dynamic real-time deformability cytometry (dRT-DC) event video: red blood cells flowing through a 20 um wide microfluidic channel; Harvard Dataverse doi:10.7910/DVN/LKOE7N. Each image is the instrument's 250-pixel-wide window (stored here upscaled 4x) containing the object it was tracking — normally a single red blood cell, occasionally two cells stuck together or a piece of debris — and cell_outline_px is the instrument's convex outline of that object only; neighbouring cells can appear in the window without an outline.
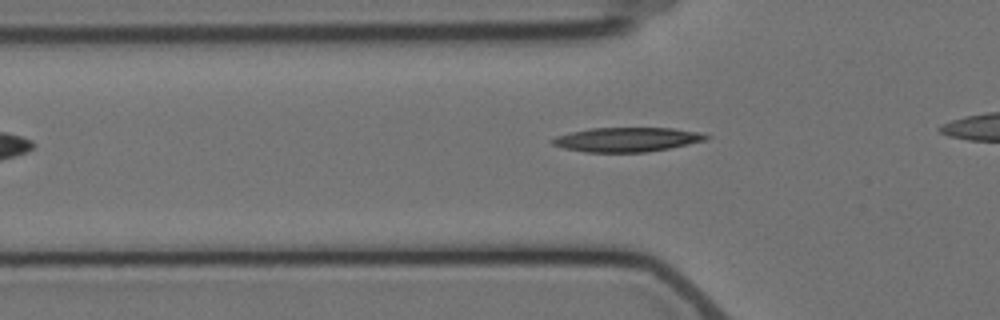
{"species": "Egyptian fruit bat (a non-hibernating species)", "species_latin": "Rousettus aegyptiacus", "temperature_condition": "cold", "stored_images_in_passage": 3, "camera_frame_rate_fps": 3000, "um_per_image_px": 0.085, "animal": {"sex": "female"}, "frame": {"image": 1, "passage_image": 3, "time_ms": 3.333, "image_size_px": [1000, 320], "cell_outline_px": [[712, 136], [708, 140], [648, 152], [584, 152], [564, 148], [552, 144], [548, 140], [556, 136], [572, 132], [592, 128], [672, 128], [700, 132]], "centroid_in_image_um": [53.3, 11.86], "position_along_channel_um": 72.5, "area_um2": 21.85}}